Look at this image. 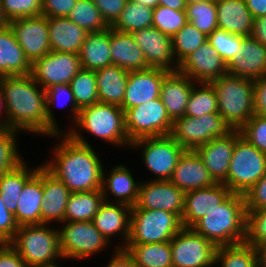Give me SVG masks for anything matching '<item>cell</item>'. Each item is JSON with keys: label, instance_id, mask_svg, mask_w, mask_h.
I'll use <instances>...</instances> for the list:
<instances>
[{"label": "cell", "instance_id": "57", "mask_svg": "<svg viewBox=\"0 0 266 267\" xmlns=\"http://www.w3.org/2000/svg\"><path fill=\"white\" fill-rule=\"evenodd\" d=\"M0 267H28L17 251L7 243L0 249Z\"/></svg>", "mask_w": 266, "mask_h": 267}, {"label": "cell", "instance_id": "42", "mask_svg": "<svg viewBox=\"0 0 266 267\" xmlns=\"http://www.w3.org/2000/svg\"><path fill=\"white\" fill-rule=\"evenodd\" d=\"M207 39V35L201 32L190 22H187L172 38V52L179 65L192 52H195Z\"/></svg>", "mask_w": 266, "mask_h": 267}, {"label": "cell", "instance_id": "60", "mask_svg": "<svg viewBox=\"0 0 266 267\" xmlns=\"http://www.w3.org/2000/svg\"><path fill=\"white\" fill-rule=\"evenodd\" d=\"M245 3L254 19L266 15V0H245Z\"/></svg>", "mask_w": 266, "mask_h": 267}, {"label": "cell", "instance_id": "36", "mask_svg": "<svg viewBox=\"0 0 266 267\" xmlns=\"http://www.w3.org/2000/svg\"><path fill=\"white\" fill-rule=\"evenodd\" d=\"M103 202L101 189L70 193L64 222L92 221Z\"/></svg>", "mask_w": 266, "mask_h": 267}, {"label": "cell", "instance_id": "18", "mask_svg": "<svg viewBox=\"0 0 266 267\" xmlns=\"http://www.w3.org/2000/svg\"><path fill=\"white\" fill-rule=\"evenodd\" d=\"M141 48L146 64L151 68H160L169 72L178 71L179 65L172 52L171 38L152 27L131 33Z\"/></svg>", "mask_w": 266, "mask_h": 267}, {"label": "cell", "instance_id": "6", "mask_svg": "<svg viewBox=\"0 0 266 267\" xmlns=\"http://www.w3.org/2000/svg\"><path fill=\"white\" fill-rule=\"evenodd\" d=\"M49 224L19 226L9 244L28 267H55L63 257L59 247L58 228Z\"/></svg>", "mask_w": 266, "mask_h": 267}, {"label": "cell", "instance_id": "26", "mask_svg": "<svg viewBox=\"0 0 266 267\" xmlns=\"http://www.w3.org/2000/svg\"><path fill=\"white\" fill-rule=\"evenodd\" d=\"M194 82L179 71L169 72L161 83L160 99L172 121L185 116Z\"/></svg>", "mask_w": 266, "mask_h": 267}, {"label": "cell", "instance_id": "59", "mask_svg": "<svg viewBox=\"0 0 266 267\" xmlns=\"http://www.w3.org/2000/svg\"><path fill=\"white\" fill-rule=\"evenodd\" d=\"M250 36L266 46V15L257 17L253 20Z\"/></svg>", "mask_w": 266, "mask_h": 267}, {"label": "cell", "instance_id": "44", "mask_svg": "<svg viewBox=\"0 0 266 267\" xmlns=\"http://www.w3.org/2000/svg\"><path fill=\"white\" fill-rule=\"evenodd\" d=\"M70 87L79 110L99 102L95 71L81 69Z\"/></svg>", "mask_w": 266, "mask_h": 267}, {"label": "cell", "instance_id": "9", "mask_svg": "<svg viewBox=\"0 0 266 267\" xmlns=\"http://www.w3.org/2000/svg\"><path fill=\"white\" fill-rule=\"evenodd\" d=\"M130 148H141L142 164L156 177L150 181H169L179 158L186 151L170 135L135 140Z\"/></svg>", "mask_w": 266, "mask_h": 267}, {"label": "cell", "instance_id": "50", "mask_svg": "<svg viewBox=\"0 0 266 267\" xmlns=\"http://www.w3.org/2000/svg\"><path fill=\"white\" fill-rule=\"evenodd\" d=\"M1 5L8 21L42 15L41 0H1Z\"/></svg>", "mask_w": 266, "mask_h": 267}, {"label": "cell", "instance_id": "12", "mask_svg": "<svg viewBox=\"0 0 266 267\" xmlns=\"http://www.w3.org/2000/svg\"><path fill=\"white\" fill-rule=\"evenodd\" d=\"M123 111L124 127L130 143L171 133L173 121L160 97Z\"/></svg>", "mask_w": 266, "mask_h": 267}, {"label": "cell", "instance_id": "63", "mask_svg": "<svg viewBox=\"0 0 266 267\" xmlns=\"http://www.w3.org/2000/svg\"><path fill=\"white\" fill-rule=\"evenodd\" d=\"M259 267H266V242L257 247Z\"/></svg>", "mask_w": 266, "mask_h": 267}, {"label": "cell", "instance_id": "54", "mask_svg": "<svg viewBox=\"0 0 266 267\" xmlns=\"http://www.w3.org/2000/svg\"><path fill=\"white\" fill-rule=\"evenodd\" d=\"M78 0H41L42 15L47 18L67 17Z\"/></svg>", "mask_w": 266, "mask_h": 267}, {"label": "cell", "instance_id": "10", "mask_svg": "<svg viewBox=\"0 0 266 267\" xmlns=\"http://www.w3.org/2000/svg\"><path fill=\"white\" fill-rule=\"evenodd\" d=\"M232 131L219 113H210L200 117L182 116L174 120L170 136L185 150H195Z\"/></svg>", "mask_w": 266, "mask_h": 267}, {"label": "cell", "instance_id": "64", "mask_svg": "<svg viewBox=\"0 0 266 267\" xmlns=\"http://www.w3.org/2000/svg\"><path fill=\"white\" fill-rule=\"evenodd\" d=\"M129 1L138 4H143L153 9L158 6V0H129Z\"/></svg>", "mask_w": 266, "mask_h": 267}, {"label": "cell", "instance_id": "35", "mask_svg": "<svg viewBox=\"0 0 266 267\" xmlns=\"http://www.w3.org/2000/svg\"><path fill=\"white\" fill-rule=\"evenodd\" d=\"M41 166L30 168L25 162H21L13 170L0 175V195L6 208L13 215L16 212L19 196L23 191L25 183L37 172Z\"/></svg>", "mask_w": 266, "mask_h": 267}, {"label": "cell", "instance_id": "21", "mask_svg": "<svg viewBox=\"0 0 266 267\" xmlns=\"http://www.w3.org/2000/svg\"><path fill=\"white\" fill-rule=\"evenodd\" d=\"M228 74L255 81L266 75V46L251 36H243L236 55L227 64Z\"/></svg>", "mask_w": 266, "mask_h": 267}, {"label": "cell", "instance_id": "52", "mask_svg": "<svg viewBox=\"0 0 266 267\" xmlns=\"http://www.w3.org/2000/svg\"><path fill=\"white\" fill-rule=\"evenodd\" d=\"M128 0H93L103 20L111 27L119 18Z\"/></svg>", "mask_w": 266, "mask_h": 267}, {"label": "cell", "instance_id": "30", "mask_svg": "<svg viewBox=\"0 0 266 267\" xmlns=\"http://www.w3.org/2000/svg\"><path fill=\"white\" fill-rule=\"evenodd\" d=\"M218 28L229 33L250 36L253 16L245 0H215Z\"/></svg>", "mask_w": 266, "mask_h": 267}, {"label": "cell", "instance_id": "66", "mask_svg": "<svg viewBox=\"0 0 266 267\" xmlns=\"http://www.w3.org/2000/svg\"><path fill=\"white\" fill-rule=\"evenodd\" d=\"M201 1H211V0H185L186 5L199 3Z\"/></svg>", "mask_w": 266, "mask_h": 267}, {"label": "cell", "instance_id": "25", "mask_svg": "<svg viewBox=\"0 0 266 267\" xmlns=\"http://www.w3.org/2000/svg\"><path fill=\"white\" fill-rule=\"evenodd\" d=\"M170 181L184 192L207 188L216 184L194 150H186L182 154Z\"/></svg>", "mask_w": 266, "mask_h": 267}, {"label": "cell", "instance_id": "62", "mask_svg": "<svg viewBox=\"0 0 266 267\" xmlns=\"http://www.w3.org/2000/svg\"><path fill=\"white\" fill-rule=\"evenodd\" d=\"M4 128H8L7 127V113H6V104H5L4 94L0 87V129H4Z\"/></svg>", "mask_w": 266, "mask_h": 267}, {"label": "cell", "instance_id": "1", "mask_svg": "<svg viewBox=\"0 0 266 267\" xmlns=\"http://www.w3.org/2000/svg\"><path fill=\"white\" fill-rule=\"evenodd\" d=\"M52 137L60 141L53 147V156L42 165L71 193L101 189L104 166L92 145L77 143L66 133Z\"/></svg>", "mask_w": 266, "mask_h": 267}, {"label": "cell", "instance_id": "2", "mask_svg": "<svg viewBox=\"0 0 266 267\" xmlns=\"http://www.w3.org/2000/svg\"><path fill=\"white\" fill-rule=\"evenodd\" d=\"M7 127L48 137L46 91L29 75L2 76Z\"/></svg>", "mask_w": 266, "mask_h": 267}, {"label": "cell", "instance_id": "53", "mask_svg": "<svg viewBox=\"0 0 266 267\" xmlns=\"http://www.w3.org/2000/svg\"><path fill=\"white\" fill-rule=\"evenodd\" d=\"M246 210L266 208V173L245 194Z\"/></svg>", "mask_w": 266, "mask_h": 267}, {"label": "cell", "instance_id": "22", "mask_svg": "<svg viewBox=\"0 0 266 267\" xmlns=\"http://www.w3.org/2000/svg\"><path fill=\"white\" fill-rule=\"evenodd\" d=\"M92 222L109 243L115 235L120 236L122 244H117L119 246L116 245L115 248H125L130 236V206L104 201Z\"/></svg>", "mask_w": 266, "mask_h": 267}, {"label": "cell", "instance_id": "28", "mask_svg": "<svg viewBox=\"0 0 266 267\" xmlns=\"http://www.w3.org/2000/svg\"><path fill=\"white\" fill-rule=\"evenodd\" d=\"M70 190L43 166V203L41 205V224L59 225L64 222L66 204Z\"/></svg>", "mask_w": 266, "mask_h": 267}, {"label": "cell", "instance_id": "34", "mask_svg": "<svg viewBox=\"0 0 266 267\" xmlns=\"http://www.w3.org/2000/svg\"><path fill=\"white\" fill-rule=\"evenodd\" d=\"M95 75L99 102L122 108L129 71L110 65L95 71Z\"/></svg>", "mask_w": 266, "mask_h": 267}, {"label": "cell", "instance_id": "48", "mask_svg": "<svg viewBox=\"0 0 266 267\" xmlns=\"http://www.w3.org/2000/svg\"><path fill=\"white\" fill-rule=\"evenodd\" d=\"M266 242V208L246 210L244 243L257 248Z\"/></svg>", "mask_w": 266, "mask_h": 267}, {"label": "cell", "instance_id": "8", "mask_svg": "<svg viewBox=\"0 0 266 267\" xmlns=\"http://www.w3.org/2000/svg\"><path fill=\"white\" fill-rule=\"evenodd\" d=\"M183 228L181 218L164 210L131 208L130 236L127 244L170 241Z\"/></svg>", "mask_w": 266, "mask_h": 267}, {"label": "cell", "instance_id": "46", "mask_svg": "<svg viewBox=\"0 0 266 267\" xmlns=\"http://www.w3.org/2000/svg\"><path fill=\"white\" fill-rule=\"evenodd\" d=\"M186 10L158 5L153 9L152 26L172 38L186 23Z\"/></svg>", "mask_w": 266, "mask_h": 267}, {"label": "cell", "instance_id": "61", "mask_svg": "<svg viewBox=\"0 0 266 267\" xmlns=\"http://www.w3.org/2000/svg\"><path fill=\"white\" fill-rule=\"evenodd\" d=\"M158 5L174 10H186L187 6L185 0H158Z\"/></svg>", "mask_w": 266, "mask_h": 267}, {"label": "cell", "instance_id": "19", "mask_svg": "<svg viewBox=\"0 0 266 267\" xmlns=\"http://www.w3.org/2000/svg\"><path fill=\"white\" fill-rule=\"evenodd\" d=\"M169 71L160 68L129 71L122 109L128 110L160 97L161 83Z\"/></svg>", "mask_w": 266, "mask_h": 267}, {"label": "cell", "instance_id": "67", "mask_svg": "<svg viewBox=\"0 0 266 267\" xmlns=\"http://www.w3.org/2000/svg\"><path fill=\"white\" fill-rule=\"evenodd\" d=\"M6 244H7V242L0 235V249L3 248Z\"/></svg>", "mask_w": 266, "mask_h": 267}, {"label": "cell", "instance_id": "33", "mask_svg": "<svg viewBox=\"0 0 266 267\" xmlns=\"http://www.w3.org/2000/svg\"><path fill=\"white\" fill-rule=\"evenodd\" d=\"M110 49L112 65L128 71L148 68L143 52L131 33L120 32L111 28Z\"/></svg>", "mask_w": 266, "mask_h": 267}, {"label": "cell", "instance_id": "15", "mask_svg": "<svg viewBox=\"0 0 266 267\" xmlns=\"http://www.w3.org/2000/svg\"><path fill=\"white\" fill-rule=\"evenodd\" d=\"M9 27L31 63L51 52L48 18L44 15L10 20Z\"/></svg>", "mask_w": 266, "mask_h": 267}, {"label": "cell", "instance_id": "14", "mask_svg": "<svg viewBox=\"0 0 266 267\" xmlns=\"http://www.w3.org/2000/svg\"><path fill=\"white\" fill-rule=\"evenodd\" d=\"M79 54L51 51L31 64L32 78L43 88L70 84L81 70Z\"/></svg>", "mask_w": 266, "mask_h": 267}, {"label": "cell", "instance_id": "11", "mask_svg": "<svg viewBox=\"0 0 266 267\" xmlns=\"http://www.w3.org/2000/svg\"><path fill=\"white\" fill-rule=\"evenodd\" d=\"M59 232L60 252L65 259L84 260L107 248L109 241L92 221L63 222Z\"/></svg>", "mask_w": 266, "mask_h": 267}, {"label": "cell", "instance_id": "40", "mask_svg": "<svg viewBox=\"0 0 266 267\" xmlns=\"http://www.w3.org/2000/svg\"><path fill=\"white\" fill-rule=\"evenodd\" d=\"M152 17L153 8L128 0L119 18L111 28L120 32L132 33L152 27Z\"/></svg>", "mask_w": 266, "mask_h": 267}, {"label": "cell", "instance_id": "41", "mask_svg": "<svg viewBox=\"0 0 266 267\" xmlns=\"http://www.w3.org/2000/svg\"><path fill=\"white\" fill-rule=\"evenodd\" d=\"M210 113H218L215 89L211 83L196 82L187 103L185 116L200 117Z\"/></svg>", "mask_w": 266, "mask_h": 267}, {"label": "cell", "instance_id": "24", "mask_svg": "<svg viewBox=\"0 0 266 267\" xmlns=\"http://www.w3.org/2000/svg\"><path fill=\"white\" fill-rule=\"evenodd\" d=\"M110 170L108 177L105 175L107 173L104 172V168L102 172L101 191L104 201L120 203L132 208L136 204L138 198L140 182L135 181V177L132 175L127 165L117 164ZM109 196L114 198L110 199Z\"/></svg>", "mask_w": 266, "mask_h": 267}, {"label": "cell", "instance_id": "37", "mask_svg": "<svg viewBox=\"0 0 266 267\" xmlns=\"http://www.w3.org/2000/svg\"><path fill=\"white\" fill-rule=\"evenodd\" d=\"M46 103H47V110H46V116L48 121V137L52 138L55 134L64 133L62 129H60V126L58 121L56 120V117L54 116L53 108L52 106L57 107H64L70 105V112H71V119L72 123L75 124L78 114L80 110L77 108V104L74 99V95L72 92V89L70 87V84H60V85H52L46 90ZM62 99H64L62 101ZM62 104H61V103ZM73 116V117H72ZM74 121V122H73Z\"/></svg>", "mask_w": 266, "mask_h": 267}, {"label": "cell", "instance_id": "38", "mask_svg": "<svg viewBox=\"0 0 266 267\" xmlns=\"http://www.w3.org/2000/svg\"><path fill=\"white\" fill-rule=\"evenodd\" d=\"M137 267H173L170 241L148 244H126Z\"/></svg>", "mask_w": 266, "mask_h": 267}, {"label": "cell", "instance_id": "55", "mask_svg": "<svg viewBox=\"0 0 266 267\" xmlns=\"http://www.w3.org/2000/svg\"><path fill=\"white\" fill-rule=\"evenodd\" d=\"M18 227L14 215L8 211L0 195V235L9 243L14 238Z\"/></svg>", "mask_w": 266, "mask_h": 267}, {"label": "cell", "instance_id": "20", "mask_svg": "<svg viewBox=\"0 0 266 267\" xmlns=\"http://www.w3.org/2000/svg\"><path fill=\"white\" fill-rule=\"evenodd\" d=\"M232 194L223 183H216L207 188L185 192L182 226L192 228L203 216L218 207Z\"/></svg>", "mask_w": 266, "mask_h": 267}, {"label": "cell", "instance_id": "43", "mask_svg": "<svg viewBox=\"0 0 266 267\" xmlns=\"http://www.w3.org/2000/svg\"><path fill=\"white\" fill-rule=\"evenodd\" d=\"M67 17L88 33L109 28L93 0H78Z\"/></svg>", "mask_w": 266, "mask_h": 267}, {"label": "cell", "instance_id": "3", "mask_svg": "<svg viewBox=\"0 0 266 267\" xmlns=\"http://www.w3.org/2000/svg\"><path fill=\"white\" fill-rule=\"evenodd\" d=\"M72 125L64 133L77 143L91 146L82 135L83 131H87V134L114 146L129 148L131 145L124 127V111L119 106L95 103L81 109L75 124Z\"/></svg>", "mask_w": 266, "mask_h": 267}, {"label": "cell", "instance_id": "65", "mask_svg": "<svg viewBox=\"0 0 266 267\" xmlns=\"http://www.w3.org/2000/svg\"><path fill=\"white\" fill-rule=\"evenodd\" d=\"M9 25V21L4 15L2 5H1V0H0V28L7 27Z\"/></svg>", "mask_w": 266, "mask_h": 267}, {"label": "cell", "instance_id": "29", "mask_svg": "<svg viewBox=\"0 0 266 267\" xmlns=\"http://www.w3.org/2000/svg\"><path fill=\"white\" fill-rule=\"evenodd\" d=\"M51 51L79 54L88 32L68 17L48 18Z\"/></svg>", "mask_w": 266, "mask_h": 267}, {"label": "cell", "instance_id": "56", "mask_svg": "<svg viewBox=\"0 0 266 267\" xmlns=\"http://www.w3.org/2000/svg\"><path fill=\"white\" fill-rule=\"evenodd\" d=\"M254 114L266 117V75L254 81Z\"/></svg>", "mask_w": 266, "mask_h": 267}, {"label": "cell", "instance_id": "13", "mask_svg": "<svg viewBox=\"0 0 266 267\" xmlns=\"http://www.w3.org/2000/svg\"><path fill=\"white\" fill-rule=\"evenodd\" d=\"M173 267L215 266L217 247L193 228L183 227L171 240Z\"/></svg>", "mask_w": 266, "mask_h": 267}, {"label": "cell", "instance_id": "5", "mask_svg": "<svg viewBox=\"0 0 266 267\" xmlns=\"http://www.w3.org/2000/svg\"><path fill=\"white\" fill-rule=\"evenodd\" d=\"M218 113L232 130H240L254 115V81L229 74L210 82Z\"/></svg>", "mask_w": 266, "mask_h": 267}, {"label": "cell", "instance_id": "32", "mask_svg": "<svg viewBox=\"0 0 266 267\" xmlns=\"http://www.w3.org/2000/svg\"><path fill=\"white\" fill-rule=\"evenodd\" d=\"M110 43L111 27L88 33L79 52L81 68L97 71L112 65Z\"/></svg>", "mask_w": 266, "mask_h": 267}, {"label": "cell", "instance_id": "51", "mask_svg": "<svg viewBox=\"0 0 266 267\" xmlns=\"http://www.w3.org/2000/svg\"><path fill=\"white\" fill-rule=\"evenodd\" d=\"M239 132L242 137L266 155V117L254 114Z\"/></svg>", "mask_w": 266, "mask_h": 267}, {"label": "cell", "instance_id": "47", "mask_svg": "<svg viewBox=\"0 0 266 267\" xmlns=\"http://www.w3.org/2000/svg\"><path fill=\"white\" fill-rule=\"evenodd\" d=\"M18 132L10 128L0 129V175L13 170L25 160L17 149Z\"/></svg>", "mask_w": 266, "mask_h": 267}, {"label": "cell", "instance_id": "58", "mask_svg": "<svg viewBox=\"0 0 266 267\" xmlns=\"http://www.w3.org/2000/svg\"><path fill=\"white\" fill-rule=\"evenodd\" d=\"M106 267H137L133 257L124 248H114Z\"/></svg>", "mask_w": 266, "mask_h": 267}, {"label": "cell", "instance_id": "31", "mask_svg": "<svg viewBox=\"0 0 266 267\" xmlns=\"http://www.w3.org/2000/svg\"><path fill=\"white\" fill-rule=\"evenodd\" d=\"M31 64L9 25L0 28V77L29 75Z\"/></svg>", "mask_w": 266, "mask_h": 267}, {"label": "cell", "instance_id": "39", "mask_svg": "<svg viewBox=\"0 0 266 267\" xmlns=\"http://www.w3.org/2000/svg\"><path fill=\"white\" fill-rule=\"evenodd\" d=\"M220 267H259L257 248L240 243L217 247L215 265Z\"/></svg>", "mask_w": 266, "mask_h": 267}, {"label": "cell", "instance_id": "27", "mask_svg": "<svg viewBox=\"0 0 266 267\" xmlns=\"http://www.w3.org/2000/svg\"><path fill=\"white\" fill-rule=\"evenodd\" d=\"M43 165L25 183L14 214L18 226L40 225L43 203Z\"/></svg>", "mask_w": 266, "mask_h": 267}, {"label": "cell", "instance_id": "45", "mask_svg": "<svg viewBox=\"0 0 266 267\" xmlns=\"http://www.w3.org/2000/svg\"><path fill=\"white\" fill-rule=\"evenodd\" d=\"M188 22L207 36L218 28L216 1H201L186 6Z\"/></svg>", "mask_w": 266, "mask_h": 267}, {"label": "cell", "instance_id": "17", "mask_svg": "<svg viewBox=\"0 0 266 267\" xmlns=\"http://www.w3.org/2000/svg\"><path fill=\"white\" fill-rule=\"evenodd\" d=\"M178 71L194 82L204 83H210L228 74L226 62L207 39L179 64Z\"/></svg>", "mask_w": 266, "mask_h": 267}, {"label": "cell", "instance_id": "49", "mask_svg": "<svg viewBox=\"0 0 266 267\" xmlns=\"http://www.w3.org/2000/svg\"><path fill=\"white\" fill-rule=\"evenodd\" d=\"M211 46L219 53L220 57L228 64L236 55L242 44L243 36L229 33L222 29H215L207 36Z\"/></svg>", "mask_w": 266, "mask_h": 267}, {"label": "cell", "instance_id": "16", "mask_svg": "<svg viewBox=\"0 0 266 267\" xmlns=\"http://www.w3.org/2000/svg\"><path fill=\"white\" fill-rule=\"evenodd\" d=\"M185 192L169 181H141L136 204L132 208L164 210L177 214L184 211Z\"/></svg>", "mask_w": 266, "mask_h": 267}, {"label": "cell", "instance_id": "4", "mask_svg": "<svg viewBox=\"0 0 266 267\" xmlns=\"http://www.w3.org/2000/svg\"><path fill=\"white\" fill-rule=\"evenodd\" d=\"M245 224V197L232 193L192 228L216 247H221L244 243Z\"/></svg>", "mask_w": 266, "mask_h": 267}, {"label": "cell", "instance_id": "23", "mask_svg": "<svg viewBox=\"0 0 266 267\" xmlns=\"http://www.w3.org/2000/svg\"><path fill=\"white\" fill-rule=\"evenodd\" d=\"M234 147L235 130L224 137L214 138L194 150L216 183H223L226 180Z\"/></svg>", "mask_w": 266, "mask_h": 267}, {"label": "cell", "instance_id": "7", "mask_svg": "<svg viewBox=\"0 0 266 267\" xmlns=\"http://www.w3.org/2000/svg\"><path fill=\"white\" fill-rule=\"evenodd\" d=\"M266 173V155L235 130V147L223 182L232 193L244 195Z\"/></svg>", "mask_w": 266, "mask_h": 267}]
</instances>
